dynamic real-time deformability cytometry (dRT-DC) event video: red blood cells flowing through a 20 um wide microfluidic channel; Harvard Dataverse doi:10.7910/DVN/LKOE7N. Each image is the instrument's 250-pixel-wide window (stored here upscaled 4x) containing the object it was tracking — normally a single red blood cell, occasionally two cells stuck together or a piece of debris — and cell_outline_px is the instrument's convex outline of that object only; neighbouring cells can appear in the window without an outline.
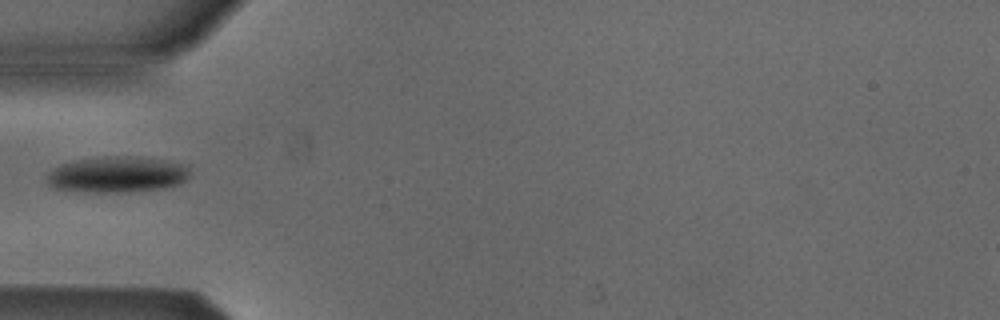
{"species": "Egyptian fruit bat (a non-hibernating species)", "species_latin": "Rousettus aegyptiacus", "temperature_condition": "cold", "stored_images_in_passage": 1, "camera_frame_rate_fps": 3000, "um_per_image_px": 0.085, "animal": {"sex": "male"}, "frame": {"image": 1, "passage_image": 1, "time_ms": 0.0, "image_size_px": [1000, 320], "cell_outline_px": [[188, 176], [180, 184], [156, 188], [124, 192], [96, 192], [56, 188], [48, 184], [44, 180], [44, 176], [52, 168], [60, 164], [72, 160], [104, 156], [136, 156], [164, 160], [188, 164]], "centroid_in_image_um": [9.9, 14.8], "position_along_channel_um": 75.1, "area_um2": 30.11}}